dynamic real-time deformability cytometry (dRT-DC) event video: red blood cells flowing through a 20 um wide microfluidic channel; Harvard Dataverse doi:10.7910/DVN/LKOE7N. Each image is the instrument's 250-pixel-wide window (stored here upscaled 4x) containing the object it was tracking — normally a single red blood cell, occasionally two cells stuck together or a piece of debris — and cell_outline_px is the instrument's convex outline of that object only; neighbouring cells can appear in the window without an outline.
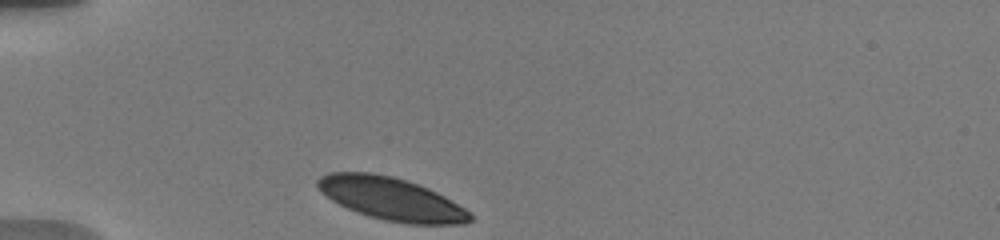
{"species": "human", "species_latin": "Homo sapiens", "temperature_condition": "warm", "stored_images_in_passage": 17, "camera_frame_rate_fps": 3000, "um_per_image_px": 0.085, "donor": {"sex": "male"}, "frame": {"image": 1, "passage_image": 1, "time_ms": 0.0, "image_size_px": [1000, 240], "cell_outline_px": [[476, 216], [472, 220], [464, 224], [408, 224], [384, 220], [368, 216], [348, 208], [332, 200], [316, 184], [316, 180], [320, 176], [328, 172], [372, 172], [392, 176], [428, 188], [444, 196], [464, 208]], "centroid_in_image_um": [33.29, 16.9], "position_along_channel_um": 51.7, "area_um2": 37.74}}
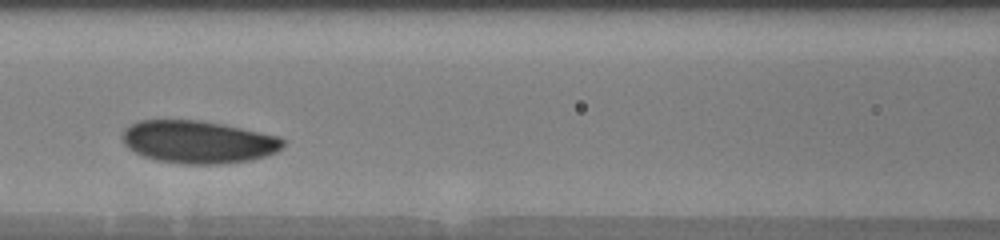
{"frame": {"image": 2, "passage_image": 13, "time_ms": 3.333, "image_size_px": [1000, 240], "cell_outline_px": [[284, 144], [276, 152], [268, 156], [248, 160], [220, 164], [180, 164], [156, 160], [144, 156], [128, 148], [124, 144], [120, 136], [124, 128], [140, 120], [200, 120], [224, 124], [280, 136], [284, 140]], "centroid_in_image_um": [16.83, 12.06], "position_along_channel_um": 149.8, "area_um2": 40.17}}
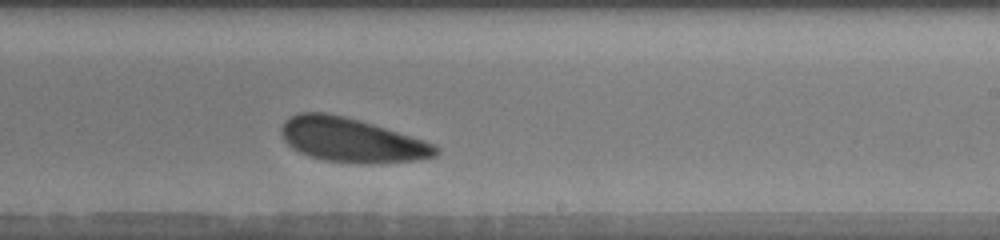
{"frame": {"image": 3, "passage_image": 17, "time_ms": 6.333, "image_size_px": [1000, 240], "cell_outline_px": [[440, 152], [436, 156], [420, 160], [368, 164], [356, 164], [324, 160], [308, 156], [292, 148], [284, 140], [280, 132], [280, 128], [284, 120], [300, 112], [328, 112], [360, 120], [424, 140], [440, 148]], "centroid_in_image_um": [29.88, 11.91], "position_along_channel_um": 259.1, "area_um2": 40.11}}